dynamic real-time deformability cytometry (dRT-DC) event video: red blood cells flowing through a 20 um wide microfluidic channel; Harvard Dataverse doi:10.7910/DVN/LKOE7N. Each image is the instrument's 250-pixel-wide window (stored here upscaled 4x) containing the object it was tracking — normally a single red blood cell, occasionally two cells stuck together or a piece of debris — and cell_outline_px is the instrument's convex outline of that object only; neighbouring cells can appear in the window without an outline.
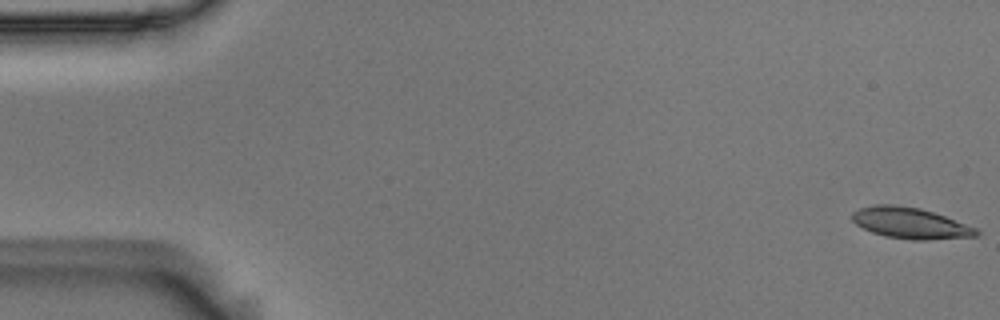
{"species": "Egyptian fruit bat (a non-hibernating species)", "species_latin": "Rousettus aegyptiacus", "temperature_condition": "room temperature", "stored_images_in_passage": 54, "camera_frame_rate_fps": 3000, "um_per_image_px": 0.085, "animal": {"sex": "male"}, "frame": {"image": 1, "passage_image": 1, "time_ms": 0.0, "image_size_px": [1000, 320], "cell_outline_px": [[980, 232], [976, 236], [928, 240], [912, 240], [888, 236], [872, 232], [856, 224], [852, 220], [852, 212], [860, 208], [880, 204], [888, 204], [920, 208], [944, 216], [976, 228]], "centroid_in_image_um": [77.37, 18.97], "position_along_channel_um": 7.6, "area_um2": 22.08}}
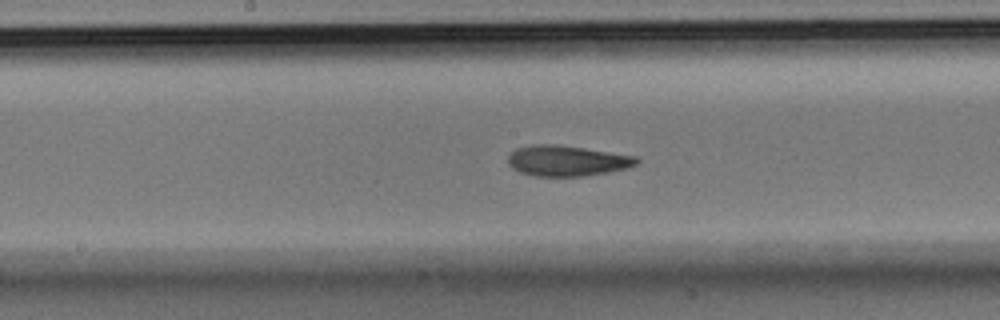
{"frame": {"image": 2, "passage_image": 28, "time_ms": 9.0, "image_size_px": [1000, 320], "cell_outline_px": [[640, 160], [636, 164], [624, 168], [608, 172], [584, 176], [536, 176], [520, 172], [512, 168], [508, 164], [508, 156], [516, 148], [532, 144], [552, 144], [584, 148], [636, 156]], "centroid_in_image_um": [48.16, 13.66], "position_along_channel_um": 200.0, "area_um2": 22.77}}
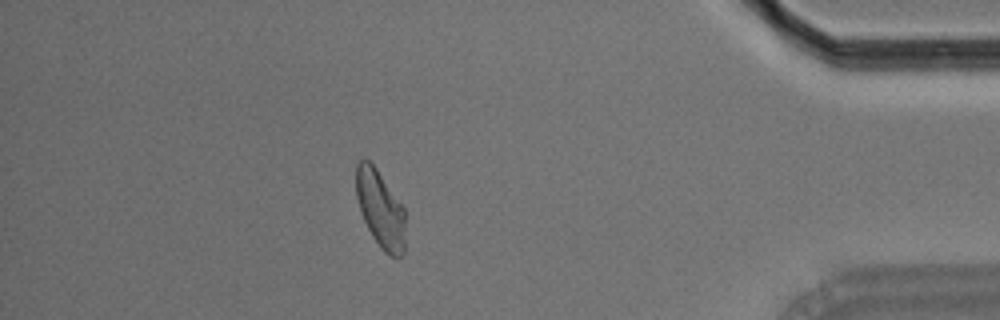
{"frame": {"image": 3, "passage_image": 48, "time_ms": 15.667, "image_size_px": [1000, 320], "cell_outline_px": [[404, 252], [396, 260], [388, 256], [380, 248], [372, 236], [360, 212], [356, 196], [356, 164], [364, 156], [376, 168], [404, 208]], "centroid_in_image_um": [32.32, 17.79], "position_along_channel_um": 402.9, "area_um2": 22.25}, "authors_computed_cell_mechanics": {"area_um2": 22.6576, "velocity_mm_per_s": 3.6905, "shape_relaxation_time_tau1_ms": 4.9034, "shape_relaxation_time_tau2_ms": 2.9608, "deformation_change_tau1": 0.1776, "deformation_change_tau2": 0.1003}}